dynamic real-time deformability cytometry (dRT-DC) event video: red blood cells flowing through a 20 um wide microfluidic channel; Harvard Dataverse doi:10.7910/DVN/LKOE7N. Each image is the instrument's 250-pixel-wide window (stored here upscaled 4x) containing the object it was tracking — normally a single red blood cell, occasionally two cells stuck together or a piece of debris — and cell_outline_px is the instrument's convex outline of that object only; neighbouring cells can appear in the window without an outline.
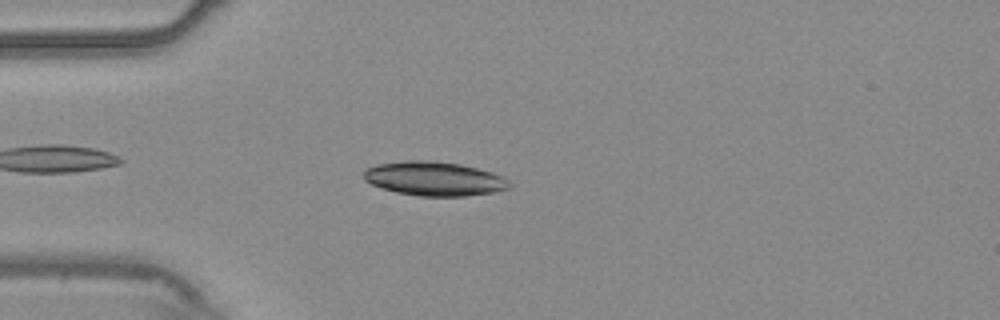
{"species": "common noctule bat (a hibernating species)", "species_latin": "Nyctalus noctula", "temperature_condition": "warm", "stored_images_in_passage": 44, "camera_frame_rate_fps": 3000, "um_per_image_px": 0.085, "animal": {"sex": "male", "body_mass_g": 20.4}, "frame": {"image": 1, "passage_image": 5, "time_ms": 1.333, "image_size_px": [1000, 320], "cell_outline_px": [[512, 184], [508, 188], [496, 192], [464, 196], [420, 196], [396, 192], [380, 188], [364, 180], [364, 172], [368, 168], [376, 164], [408, 160], [432, 160], [460, 164], [492, 172], [504, 176]], "centroid_in_image_um": [36.93, 15.19], "position_along_channel_um": 48.1, "area_um2": 29.07}}
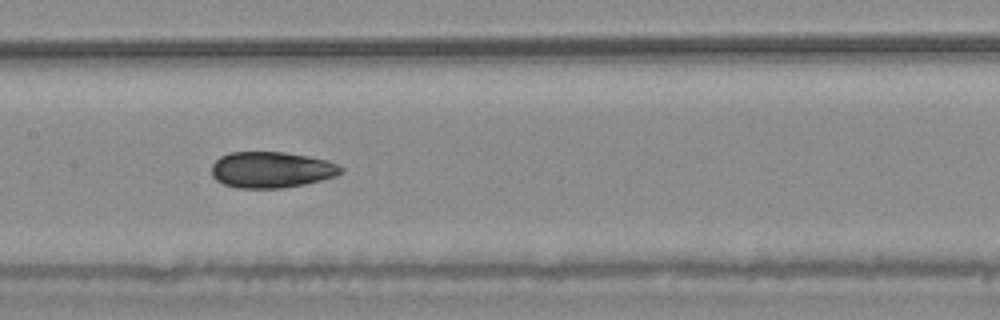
{"frame": {"image": 2, "passage_image": 17, "time_ms": 5.333, "image_size_px": [1000, 320], "cell_outline_px": [[344, 168], [336, 176], [304, 184], [280, 188], [240, 188], [224, 184], [216, 180], [212, 176], [212, 164], [220, 156], [232, 152], [284, 152], [308, 156], [328, 160]], "centroid_in_image_um": [23.06, 14.42], "position_along_channel_um": 184.3, "area_um2": 27.11}}
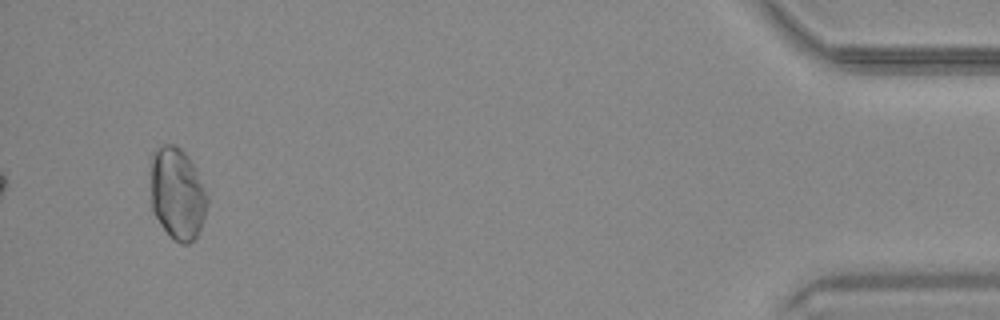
{"frame": {"image": 3, "passage_image": 42, "time_ms": 13.667, "image_size_px": [1000, 320], "cell_outline_px": [[208, 204], [200, 228], [196, 236], [188, 244], [180, 244], [160, 224], [152, 212], [148, 160], [148, 156], [156, 148], [164, 144], [176, 144], [188, 156], [196, 168], [208, 196]], "centroid_in_image_um": [15.02, 16.38], "position_along_channel_um": 420.2, "area_um2": 31.1}, "authors_computed_cell_mechanics": {"area_um2": 27.744, "velocity_mm_per_s": 3.749, "shape_relaxation_time_tau1_ms": 3.9756, "shape_relaxation_time_tau2_ms": 2.7264, "deformation_change_tau1": 0.1162, "deformation_change_tau2": 0.062}}